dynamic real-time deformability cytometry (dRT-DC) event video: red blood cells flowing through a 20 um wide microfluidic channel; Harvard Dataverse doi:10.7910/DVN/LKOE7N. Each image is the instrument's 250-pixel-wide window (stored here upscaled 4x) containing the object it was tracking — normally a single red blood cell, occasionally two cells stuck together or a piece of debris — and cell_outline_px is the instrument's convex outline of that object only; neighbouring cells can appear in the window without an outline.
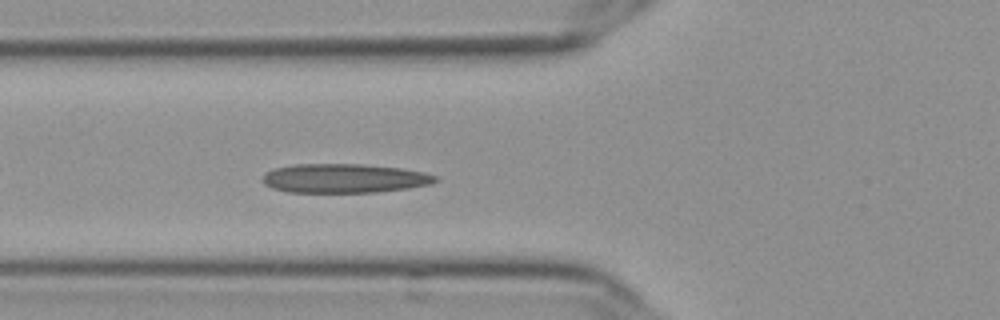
{"species": "Egyptian fruit bat (a non-hibernating species)", "species_latin": "Rousettus aegyptiacus", "temperature_condition": "cold", "stored_images_in_passage": 44, "camera_frame_rate_fps": 3000, "um_per_image_px": 0.085, "frame": {"image": 1, "passage_image": 8, "time_ms": 2.333, "image_size_px": [1000, 320], "cell_outline_px": [[436, 180], [432, 184], [408, 188], [376, 192], [288, 192], [272, 188], [264, 184], [260, 180], [264, 172], [272, 168], [296, 164], [364, 164], [400, 168], [424, 172], [436, 176]], "centroid_in_image_um": [29.19, 15.15], "position_along_channel_um": 96.6, "area_um2": 29.48}}
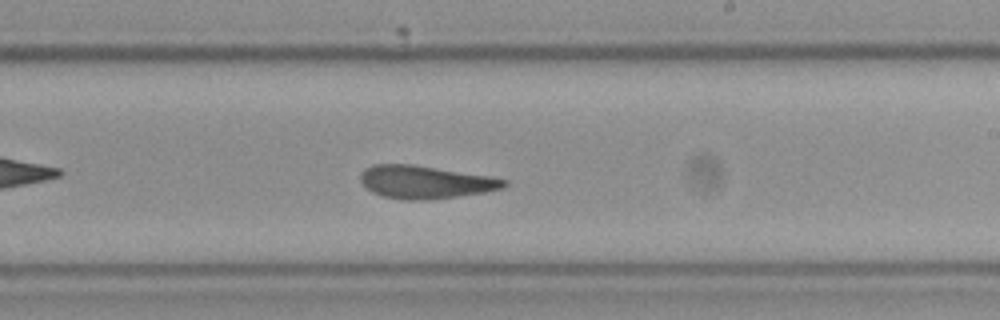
{"frame": {"image": 2, "passage_image": 21, "time_ms": 6.667, "image_size_px": [1000, 320], "cell_outline_px": [[508, 184], [504, 188], [484, 192], [428, 200], [404, 200], [384, 196], [372, 192], [360, 180], [360, 172], [364, 168], [372, 164], [412, 164], [488, 176], [508, 180]], "centroid_in_image_um": [36.13, 15.47], "position_along_channel_um": 252.9, "area_um2": 27.4}}
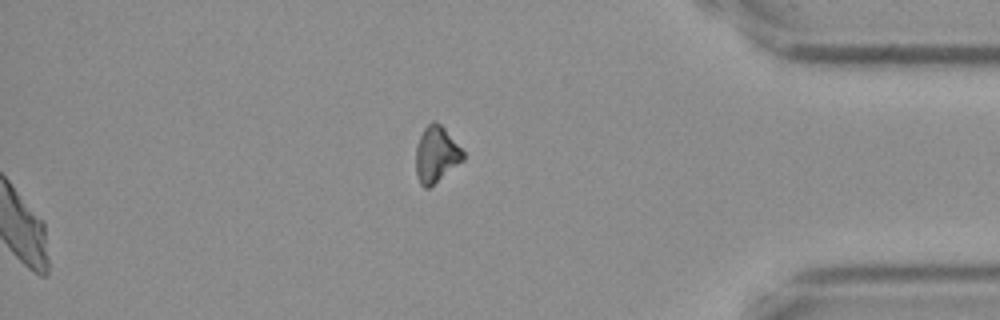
{"frame": {"image": 3, "passage_image": 44, "time_ms": 14.333, "image_size_px": [1000, 320], "cell_outline_px": [[464, 160], [428, 188], [424, 188], [420, 184], [416, 172], [416, 144], [424, 128], [432, 120], [440, 124], [444, 128], [464, 152]], "centroid_in_image_um": [37.06, 13.12], "position_along_channel_um": 398.1, "area_um2": 15.26}, "authors_computed_cell_mechanics": {"area_um2": 27.744, "velocity_mm_per_s": 3.5917, "shape_relaxation_time_tau1_ms": 10.2289, "shape_relaxation_time_tau2_ms": 2.0422, "deformation_change_tau1": 0.2366, "deformation_change_tau2": 0.0929}}